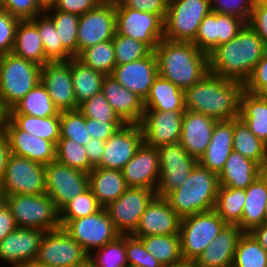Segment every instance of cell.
<instances>
[{"label":"cell","instance_id":"1","mask_svg":"<svg viewBox=\"0 0 267 267\" xmlns=\"http://www.w3.org/2000/svg\"><path fill=\"white\" fill-rule=\"evenodd\" d=\"M266 53L263 40L245 24L232 40L208 54L209 73L244 84Z\"/></svg>","mask_w":267,"mask_h":267},{"label":"cell","instance_id":"2","mask_svg":"<svg viewBox=\"0 0 267 267\" xmlns=\"http://www.w3.org/2000/svg\"><path fill=\"white\" fill-rule=\"evenodd\" d=\"M244 84L208 73L184 90L185 110L203 113L217 121L240 117V97Z\"/></svg>","mask_w":267,"mask_h":267},{"label":"cell","instance_id":"3","mask_svg":"<svg viewBox=\"0 0 267 267\" xmlns=\"http://www.w3.org/2000/svg\"><path fill=\"white\" fill-rule=\"evenodd\" d=\"M154 53L158 73L174 85L185 90L209 73V57L193 42L162 39Z\"/></svg>","mask_w":267,"mask_h":267},{"label":"cell","instance_id":"4","mask_svg":"<svg viewBox=\"0 0 267 267\" xmlns=\"http://www.w3.org/2000/svg\"><path fill=\"white\" fill-rule=\"evenodd\" d=\"M219 186L218 174L197 163L185 183L165 198L171 208L183 218L214 210Z\"/></svg>","mask_w":267,"mask_h":267},{"label":"cell","instance_id":"5","mask_svg":"<svg viewBox=\"0 0 267 267\" xmlns=\"http://www.w3.org/2000/svg\"><path fill=\"white\" fill-rule=\"evenodd\" d=\"M40 65L14 53L2 55L0 60V99L11 110L41 80Z\"/></svg>","mask_w":267,"mask_h":267},{"label":"cell","instance_id":"6","mask_svg":"<svg viewBox=\"0 0 267 267\" xmlns=\"http://www.w3.org/2000/svg\"><path fill=\"white\" fill-rule=\"evenodd\" d=\"M227 225L215 210L181 218L179 236L185 264H193Z\"/></svg>","mask_w":267,"mask_h":267},{"label":"cell","instance_id":"7","mask_svg":"<svg viewBox=\"0 0 267 267\" xmlns=\"http://www.w3.org/2000/svg\"><path fill=\"white\" fill-rule=\"evenodd\" d=\"M4 196L18 227L44 232L61 228L59 210L48 194Z\"/></svg>","mask_w":267,"mask_h":267},{"label":"cell","instance_id":"8","mask_svg":"<svg viewBox=\"0 0 267 267\" xmlns=\"http://www.w3.org/2000/svg\"><path fill=\"white\" fill-rule=\"evenodd\" d=\"M210 12L209 0H169L164 39L193 42L201 21Z\"/></svg>","mask_w":267,"mask_h":267},{"label":"cell","instance_id":"9","mask_svg":"<svg viewBox=\"0 0 267 267\" xmlns=\"http://www.w3.org/2000/svg\"><path fill=\"white\" fill-rule=\"evenodd\" d=\"M60 224L61 228L76 240L89 255L121 235L105 208L83 218L60 221Z\"/></svg>","mask_w":267,"mask_h":267},{"label":"cell","instance_id":"10","mask_svg":"<svg viewBox=\"0 0 267 267\" xmlns=\"http://www.w3.org/2000/svg\"><path fill=\"white\" fill-rule=\"evenodd\" d=\"M0 188L4 195L46 193L45 165L10 154Z\"/></svg>","mask_w":267,"mask_h":267},{"label":"cell","instance_id":"11","mask_svg":"<svg viewBox=\"0 0 267 267\" xmlns=\"http://www.w3.org/2000/svg\"><path fill=\"white\" fill-rule=\"evenodd\" d=\"M157 150L160 178L156 196L166 197L185 183L198 160L190 156L180 142L159 146Z\"/></svg>","mask_w":267,"mask_h":267},{"label":"cell","instance_id":"12","mask_svg":"<svg viewBox=\"0 0 267 267\" xmlns=\"http://www.w3.org/2000/svg\"><path fill=\"white\" fill-rule=\"evenodd\" d=\"M89 255L63 228L44 233L32 266L73 267Z\"/></svg>","mask_w":267,"mask_h":267},{"label":"cell","instance_id":"13","mask_svg":"<svg viewBox=\"0 0 267 267\" xmlns=\"http://www.w3.org/2000/svg\"><path fill=\"white\" fill-rule=\"evenodd\" d=\"M116 33V2L103 0L79 18L77 32L78 54L98 43L112 40Z\"/></svg>","mask_w":267,"mask_h":267},{"label":"cell","instance_id":"14","mask_svg":"<svg viewBox=\"0 0 267 267\" xmlns=\"http://www.w3.org/2000/svg\"><path fill=\"white\" fill-rule=\"evenodd\" d=\"M116 32L143 42L154 51L164 38V21L150 12L116 8Z\"/></svg>","mask_w":267,"mask_h":267},{"label":"cell","instance_id":"15","mask_svg":"<svg viewBox=\"0 0 267 267\" xmlns=\"http://www.w3.org/2000/svg\"><path fill=\"white\" fill-rule=\"evenodd\" d=\"M155 196V190L128 187L117 200L105 208L116 230L121 235H131L147 205Z\"/></svg>","mask_w":267,"mask_h":267},{"label":"cell","instance_id":"16","mask_svg":"<svg viewBox=\"0 0 267 267\" xmlns=\"http://www.w3.org/2000/svg\"><path fill=\"white\" fill-rule=\"evenodd\" d=\"M45 180L46 194L58 210L89 188L88 173L72 169L56 160L45 165Z\"/></svg>","mask_w":267,"mask_h":267},{"label":"cell","instance_id":"17","mask_svg":"<svg viewBox=\"0 0 267 267\" xmlns=\"http://www.w3.org/2000/svg\"><path fill=\"white\" fill-rule=\"evenodd\" d=\"M44 231L17 227L0 242V263L31 267L37 257Z\"/></svg>","mask_w":267,"mask_h":267},{"label":"cell","instance_id":"18","mask_svg":"<svg viewBox=\"0 0 267 267\" xmlns=\"http://www.w3.org/2000/svg\"><path fill=\"white\" fill-rule=\"evenodd\" d=\"M184 112L145 110L139 124L144 143L158 148L180 142Z\"/></svg>","mask_w":267,"mask_h":267},{"label":"cell","instance_id":"19","mask_svg":"<svg viewBox=\"0 0 267 267\" xmlns=\"http://www.w3.org/2000/svg\"><path fill=\"white\" fill-rule=\"evenodd\" d=\"M143 142L139 124H124L105 141L101 163L97 167L122 171Z\"/></svg>","mask_w":267,"mask_h":267},{"label":"cell","instance_id":"20","mask_svg":"<svg viewBox=\"0 0 267 267\" xmlns=\"http://www.w3.org/2000/svg\"><path fill=\"white\" fill-rule=\"evenodd\" d=\"M40 80L59 112L79 108L74 94L70 59L45 63L41 67Z\"/></svg>","mask_w":267,"mask_h":267},{"label":"cell","instance_id":"21","mask_svg":"<svg viewBox=\"0 0 267 267\" xmlns=\"http://www.w3.org/2000/svg\"><path fill=\"white\" fill-rule=\"evenodd\" d=\"M246 23L235 16L211 11L201 21L193 43L209 54L217 46L232 40Z\"/></svg>","mask_w":267,"mask_h":267},{"label":"cell","instance_id":"22","mask_svg":"<svg viewBox=\"0 0 267 267\" xmlns=\"http://www.w3.org/2000/svg\"><path fill=\"white\" fill-rule=\"evenodd\" d=\"M181 217L171 208L165 197L155 196L141 215L134 237L179 235Z\"/></svg>","mask_w":267,"mask_h":267},{"label":"cell","instance_id":"23","mask_svg":"<svg viewBox=\"0 0 267 267\" xmlns=\"http://www.w3.org/2000/svg\"><path fill=\"white\" fill-rule=\"evenodd\" d=\"M158 75L157 58L154 51L140 60L116 65L111 73L116 81L143 101L148 97L153 81Z\"/></svg>","mask_w":267,"mask_h":267},{"label":"cell","instance_id":"24","mask_svg":"<svg viewBox=\"0 0 267 267\" xmlns=\"http://www.w3.org/2000/svg\"><path fill=\"white\" fill-rule=\"evenodd\" d=\"M122 173L127 187L156 191L160 178L157 148L143 142L136 154L124 166Z\"/></svg>","mask_w":267,"mask_h":267},{"label":"cell","instance_id":"25","mask_svg":"<svg viewBox=\"0 0 267 267\" xmlns=\"http://www.w3.org/2000/svg\"><path fill=\"white\" fill-rule=\"evenodd\" d=\"M3 133L9 141L11 154L42 165L56 160V145L53 142L19 129L8 117Z\"/></svg>","mask_w":267,"mask_h":267},{"label":"cell","instance_id":"26","mask_svg":"<svg viewBox=\"0 0 267 267\" xmlns=\"http://www.w3.org/2000/svg\"><path fill=\"white\" fill-rule=\"evenodd\" d=\"M217 122L203 113L185 110L180 143L190 156L199 160L204 154Z\"/></svg>","mask_w":267,"mask_h":267},{"label":"cell","instance_id":"27","mask_svg":"<svg viewBox=\"0 0 267 267\" xmlns=\"http://www.w3.org/2000/svg\"><path fill=\"white\" fill-rule=\"evenodd\" d=\"M101 92L125 124H140L144 114V101L122 86L111 75L103 78Z\"/></svg>","mask_w":267,"mask_h":267},{"label":"cell","instance_id":"28","mask_svg":"<svg viewBox=\"0 0 267 267\" xmlns=\"http://www.w3.org/2000/svg\"><path fill=\"white\" fill-rule=\"evenodd\" d=\"M238 225H227L193 263L195 267H232L239 238Z\"/></svg>","mask_w":267,"mask_h":267},{"label":"cell","instance_id":"29","mask_svg":"<svg viewBox=\"0 0 267 267\" xmlns=\"http://www.w3.org/2000/svg\"><path fill=\"white\" fill-rule=\"evenodd\" d=\"M233 151V120L218 121L214 127L211 141L198 163L219 174Z\"/></svg>","mask_w":267,"mask_h":267},{"label":"cell","instance_id":"30","mask_svg":"<svg viewBox=\"0 0 267 267\" xmlns=\"http://www.w3.org/2000/svg\"><path fill=\"white\" fill-rule=\"evenodd\" d=\"M262 173L263 168L257 162L233 150L218 174L219 185L246 189Z\"/></svg>","mask_w":267,"mask_h":267},{"label":"cell","instance_id":"31","mask_svg":"<svg viewBox=\"0 0 267 267\" xmlns=\"http://www.w3.org/2000/svg\"><path fill=\"white\" fill-rule=\"evenodd\" d=\"M89 188L99 205L106 208L128 188L120 170L95 167L88 173Z\"/></svg>","mask_w":267,"mask_h":267},{"label":"cell","instance_id":"32","mask_svg":"<svg viewBox=\"0 0 267 267\" xmlns=\"http://www.w3.org/2000/svg\"><path fill=\"white\" fill-rule=\"evenodd\" d=\"M245 203L242 220L237 224L243 232L265 223L267 201V176L264 172L245 189Z\"/></svg>","mask_w":267,"mask_h":267},{"label":"cell","instance_id":"33","mask_svg":"<svg viewBox=\"0 0 267 267\" xmlns=\"http://www.w3.org/2000/svg\"><path fill=\"white\" fill-rule=\"evenodd\" d=\"M145 110L185 111L184 90L158 75L144 101Z\"/></svg>","mask_w":267,"mask_h":267},{"label":"cell","instance_id":"34","mask_svg":"<svg viewBox=\"0 0 267 267\" xmlns=\"http://www.w3.org/2000/svg\"><path fill=\"white\" fill-rule=\"evenodd\" d=\"M12 53L40 66L48 62L37 27L30 20H20Z\"/></svg>","mask_w":267,"mask_h":267},{"label":"cell","instance_id":"35","mask_svg":"<svg viewBox=\"0 0 267 267\" xmlns=\"http://www.w3.org/2000/svg\"><path fill=\"white\" fill-rule=\"evenodd\" d=\"M240 118L267 145V99L244 90L240 97Z\"/></svg>","mask_w":267,"mask_h":267},{"label":"cell","instance_id":"36","mask_svg":"<svg viewBox=\"0 0 267 267\" xmlns=\"http://www.w3.org/2000/svg\"><path fill=\"white\" fill-rule=\"evenodd\" d=\"M145 249L156 258L163 267H180L185 265L181 254L179 235H153L137 237Z\"/></svg>","mask_w":267,"mask_h":267},{"label":"cell","instance_id":"37","mask_svg":"<svg viewBox=\"0 0 267 267\" xmlns=\"http://www.w3.org/2000/svg\"><path fill=\"white\" fill-rule=\"evenodd\" d=\"M70 70L78 106L101 92L102 81L105 77L103 73L86 66L76 57L70 59Z\"/></svg>","mask_w":267,"mask_h":267},{"label":"cell","instance_id":"38","mask_svg":"<svg viewBox=\"0 0 267 267\" xmlns=\"http://www.w3.org/2000/svg\"><path fill=\"white\" fill-rule=\"evenodd\" d=\"M233 150L257 162L262 168L267 164V145L250 131L240 117L233 120Z\"/></svg>","mask_w":267,"mask_h":267},{"label":"cell","instance_id":"39","mask_svg":"<svg viewBox=\"0 0 267 267\" xmlns=\"http://www.w3.org/2000/svg\"><path fill=\"white\" fill-rule=\"evenodd\" d=\"M8 114H26L36 117L60 116L45 86L39 82Z\"/></svg>","mask_w":267,"mask_h":267},{"label":"cell","instance_id":"40","mask_svg":"<svg viewBox=\"0 0 267 267\" xmlns=\"http://www.w3.org/2000/svg\"><path fill=\"white\" fill-rule=\"evenodd\" d=\"M8 118L21 130L53 142L60 138V116L36 117L26 114H8Z\"/></svg>","mask_w":267,"mask_h":267},{"label":"cell","instance_id":"41","mask_svg":"<svg viewBox=\"0 0 267 267\" xmlns=\"http://www.w3.org/2000/svg\"><path fill=\"white\" fill-rule=\"evenodd\" d=\"M30 21L37 27L48 62L67 61L73 58L63 47L53 21L44 12Z\"/></svg>","mask_w":267,"mask_h":267},{"label":"cell","instance_id":"42","mask_svg":"<svg viewBox=\"0 0 267 267\" xmlns=\"http://www.w3.org/2000/svg\"><path fill=\"white\" fill-rule=\"evenodd\" d=\"M245 198V189L219 186L214 210L228 225H237L242 220Z\"/></svg>","mask_w":267,"mask_h":267},{"label":"cell","instance_id":"43","mask_svg":"<svg viewBox=\"0 0 267 267\" xmlns=\"http://www.w3.org/2000/svg\"><path fill=\"white\" fill-rule=\"evenodd\" d=\"M44 13L53 21L63 47L73 57H76L78 55L77 32L80 16L56 10L53 6L46 8Z\"/></svg>","mask_w":267,"mask_h":267},{"label":"cell","instance_id":"44","mask_svg":"<svg viewBox=\"0 0 267 267\" xmlns=\"http://www.w3.org/2000/svg\"><path fill=\"white\" fill-rule=\"evenodd\" d=\"M76 58L105 76L111 75L116 66L113 40H107L88 47L80 51Z\"/></svg>","mask_w":267,"mask_h":267},{"label":"cell","instance_id":"45","mask_svg":"<svg viewBox=\"0 0 267 267\" xmlns=\"http://www.w3.org/2000/svg\"><path fill=\"white\" fill-rule=\"evenodd\" d=\"M232 267H267V252L248 232L238 240Z\"/></svg>","mask_w":267,"mask_h":267},{"label":"cell","instance_id":"46","mask_svg":"<svg viewBox=\"0 0 267 267\" xmlns=\"http://www.w3.org/2000/svg\"><path fill=\"white\" fill-rule=\"evenodd\" d=\"M56 161L84 173H89L94 168L84 146L70 139H59L57 142Z\"/></svg>","mask_w":267,"mask_h":267},{"label":"cell","instance_id":"47","mask_svg":"<svg viewBox=\"0 0 267 267\" xmlns=\"http://www.w3.org/2000/svg\"><path fill=\"white\" fill-rule=\"evenodd\" d=\"M92 137L86 128V117L77 110L60 112V138L85 146Z\"/></svg>","mask_w":267,"mask_h":267},{"label":"cell","instance_id":"48","mask_svg":"<svg viewBox=\"0 0 267 267\" xmlns=\"http://www.w3.org/2000/svg\"><path fill=\"white\" fill-rule=\"evenodd\" d=\"M96 250L90 254L94 260L95 267H128L126 235H120L114 241Z\"/></svg>","mask_w":267,"mask_h":267},{"label":"cell","instance_id":"49","mask_svg":"<svg viewBox=\"0 0 267 267\" xmlns=\"http://www.w3.org/2000/svg\"><path fill=\"white\" fill-rule=\"evenodd\" d=\"M101 208L91 189L88 188L59 210V219L60 221H71L83 218L96 213Z\"/></svg>","mask_w":267,"mask_h":267},{"label":"cell","instance_id":"50","mask_svg":"<svg viewBox=\"0 0 267 267\" xmlns=\"http://www.w3.org/2000/svg\"><path fill=\"white\" fill-rule=\"evenodd\" d=\"M113 40L116 65L140 60L152 50L143 42L115 33Z\"/></svg>","mask_w":267,"mask_h":267},{"label":"cell","instance_id":"51","mask_svg":"<svg viewBox=\"0 0 267 267\" xmlns=\"http://www.w3.org/2000/svg\"><path fill=\"white\" fill-rule=\"evenodd\" d=\"M78 109L86 118L104 122H123L102 92L80 104Z\"/></svg>","mask_w":267,"mask_h":267},{"label":"cell","instance_id":"52","mask_svg":"<svg viewBox=\"0 0 267 267\" xmlns=\"http://www.w3.org/2000/svg\"><path fill=\"white\" fill-rule=\"evenodd\" d=\"M126 256L128 267H163L143 245V242L132 235H126Z\"/></svg>","mask_w":267,"mask_h":267},{"label":"cell","instance_id":"53","mask_svg":"<svg viewBox=\"0 0 267 267\" xmlns=\"http://www.w3.org/2000/svg\"><path fill=\"white\" fill-rule=\"evenodd\" d=\"M211 11L232 15L248 24L255 0H209Z\"/></svg>","mask_w":267,"mask_h":267},{"label":"cell","instance_id":"54","mask_svg":"<svg viewBox=\"0 0 267 267\" xmlns=\"http://www.w3.org/2000/svg\"><path fill=\"white\" fill-rule=\"evenodd\" d=\"M0 9L20 20H31L44 12L37 0H3Z\"/></svg>","mask_w":267,"mask_h":267},{"label":"cell","instance_id":"55","mask_svg":"<svg viewBox=\"0 0 267 267\" xmlns=\"http://www.w3.org/2000/svg\"><path fill=\"white\" fill-rule=\"evenodd\" d=\"M20 19L10 15L7 11L0 9V54L5 55L12 52L16 29Z\"/></svg>","mask_w":267,"mask_h":267},{"label":"cell","instance_id":"56","mask_svg":"<svg viewBox=\"0 0 267 267\" xmlns=\"http://www.w3.org/2000/svg\"><path fill=\"white\" fill-rule=\"evenodd\" d=\"M244 90L267 99V53L259 60L244 83Z\"/></svg>","mask_w":267,"mask_h":267},{"label":"cell","instance_id":"57","mask_svg":"<svg viewBox=\"0 0 267 267\" xmlns=\"http://www.w3.org/2000/svg\"><path fill=\"white\" fill-rule=\"evenodd\" d=\"M116 8H130L141 12L158 15L163 21L166 18L169 0H115Z\"/></svg>","mask_w":267,"mask_h":267},{"label":"cell","instance_id":"58","mask_svg":"<svg viewBox=\"0 0 267 267\" xmlns=\"http://www.w3.org/2000/svg\"><path fill=\"white\" fill-rule=\"evenodd\" d=\"M248 24L263 40L267 48V0H255Z\"/></svg>","mask_w":267,"mask_h":267},{"label":"cell","instance_id":"59","mask_svg":"<svg viewBox=\"0 0 267 267\" xmlns=\"http://www.w3.org/2000/svg\"><path fill=\"white\" fill-rule=\"evenodd\" d=\"M124 122H104L92 118H86V128L92 138L107 141Z\"/></svg>","mask_w":267,"mask_h":267},{"label":"cell","instance_id":"60","mask_svg":"<svg viewBox=\"0 0 267 267\" xmlns=\"http://www.w3.org/2000/svg\"><path fill=\"white\" fill-rule=\"evenodd\" d=\"M102 1L103 0H58L53 7L56 10L82 16L95 8Z\"/></svg>","mask_w":267,"mask_h":267},{"label":"cell","instance_id":"61","mask_svg":"<svg viewBox=\"0 0 267 267\" xmlns=\"http://www.w3.org/2000/svg\"><path fill=\"white\" fill-rule=\"evenodd\" d=\"M17 227L10 208L4 202L0 206V242Z\"/></svg>","mask_w":267,"mask_h":267},{"label":"cell","instance_id":"62","mask_svg":"<svg viewBox=\"0 0 267 267\" xmlns=\"http://www.w3.org/2000/svg\"><path fill=\"white\" fill-rule=\"evenodd\" d=\"M90 164L95 168L101 163V158L105 149V141L91 138L84 146Z\"/></svg>","mask_w":267,"mask_h":267},{"label":"cell","instance_id":"63","mask_svg":"<svg viewBox=\"0 0 267 267\" xmlns=\"http://www.w3.org/2000/svg\"><path fill=\"white\" fill-rule=\"evenodd\" d=\"M11 154L10 145L3 132L0 133V185L2 184L6 172L7 162Z\"/></svg>","mask_w":267,"mask_h":267},{"label":"cell","instance_id":"64","mask_svg":"<svg viewBox=\"0 0 267 267\" xmlns=\"http://www.w3.org/2000/svg\"><path fill=\"white\" fill-rule=\"evenodd\" d=\"M248 233L267 252V222L252 228Z\"/></svg>","mask_w":267,"mask_h":267},{"label":"cell","instance_id":"65","mask_svg":"<svg viewBox=\"0 0 267 267\" xmlns=\"http://www.w3.org/2000/svg\"><path fill=\"white\" fill-rule=\"evenodd\" d=\"M7 117L8 111L4 108L0 99V133L4 130Z\"/></svg>","mask_w":267,"mask_h":267},{"label":"cell","instance_id":"66","mask_svg":"<svg viewBox=\"0 0 267 267\" xmlns=\"http://www.w3.org/2000/svg\"><path fill=\"white\" fill-rule=\"evenodd\" d=\"M73 267H95V263L92 256L87 255L84 259L79 261Z\"/></svg>","mask_w":267,"mask_h":267},{"label":"cell","instance_id":"67","mask_svg":"<svg viewBox=\"0 0 267 267\" xmlns=\"http://www.w3.org/2000/svg\"><path fill=\"white\" fill-rule=\"evenodd\" d=\"M58 0H37V2L44 8H49L51 6H54V4L57 2Z\"/></svg>","mask_w":267,"mask_h":267},{"label":"cell","instance_id":"68","mask_svg":"<svg viewBox=\"0 0 267 267\" xmlns=\"http://www.w3.org/2000/svg\"><path fill=\"white\" fill-rule=\"evenodd\" d=\"M5 202V196L0 188V206Z\"/></svg>","mask_w":267,"mask_h":267},{"label":"cell","instance_id":"69","mask_svg":"<svg viewBox=\"0 0 267 267\" xmlns=\"http://www.w3.org/2000/svg\"><path fill=\"white\" fill-rule=\"evenodd\" d=\"M265 222H267V201L265 204Z\"/></svg>","mask_w":267,"mask_h":267},{"label":"cell","instance_id":"70","mask_svg":"<svg viewBox=\"0 0 267 267\" xmlns=\"http://www.w3.org/2000/svg\"><path fill=\"white\" fill-rule=\"evenodd\" d=\"M263 172H264V174L267 176V164L264 166V168H263Z\"/></svg>","mask_w":267,"mask_h":267},{"label":"cell","instance_id":"71","mask_svg":"<svg viewBox=\"0 0 267 267\" xmlns=\"http://www.w3.org/2000/svg\"><path fill=\"white\" fill-rule=\"evenodd\" d=\"M180 267H195L193 264H185L183 266H180Z\"/></svg>","mask_w":267,"mask_h":267}]
</instances>
